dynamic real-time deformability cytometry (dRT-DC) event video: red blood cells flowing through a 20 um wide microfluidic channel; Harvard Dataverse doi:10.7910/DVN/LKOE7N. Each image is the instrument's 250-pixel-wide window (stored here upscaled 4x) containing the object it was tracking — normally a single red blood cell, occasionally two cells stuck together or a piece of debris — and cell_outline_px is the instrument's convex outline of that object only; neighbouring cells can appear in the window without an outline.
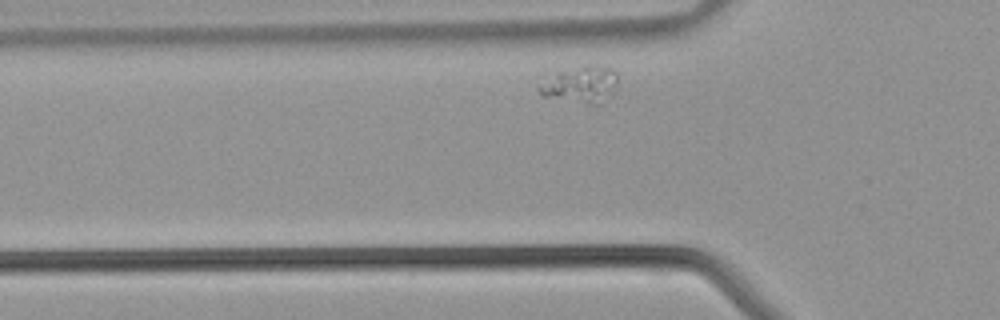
{"species": "common noctule bat (a hibernating species)", "species_latin": "Nyctalus noctula", "temperature_condition": "warm", "stored_images_in_passage": 15, "segment_of_instrument_passage": [1, 2], "camera_frame_rate_fps": 3000, "um_per_image_px": 0.085, "animal": {"sex": "male", "body_mass_g": 21.5, "forearm_length_mm": 52.0}, "frame": {"image": 1, "passage_image": 2, "time_ms": 0.333, "image_size_px": [1000, 320], "cell_outline_px": [[616, 88], [612, 96], [600, 104], [596, 104], [540, 96], [536, 88], [560, 72], [584, 64], [588, 64], [612, 68], [616, 72]], "centroid_in_image_um": [49.42, 7.19], "position_along_channel_um": 76.4, "area_um2": 16.47}}
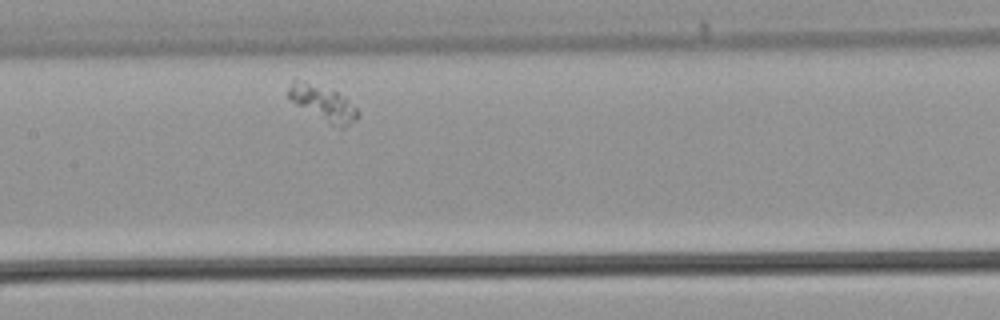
{"frame": {"image": 2, "passage_image": 9, "time_ms": 2.667, "image_size_px": [1000, 320], "cell_outline_px": [[360, 116], [356, 120], [344, 128], [340, 128], [332, 124], [288, 100], [288, 88], [292, 80], [296, 80], [336, 92], [356, 108], [360, 112]], "centroid_in_image_um": [27.46, 8.81], "position_along_channel_um": 179.9, "area_um2": 13.53}}
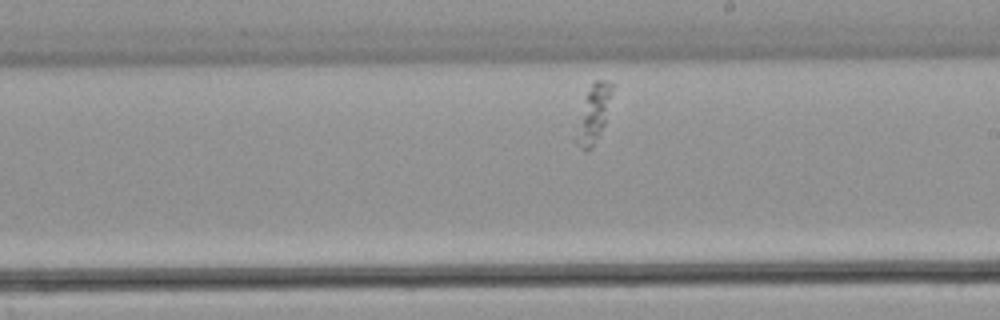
{"frame": {"image": 3, "passage_image": 13, "time_ms": 4.0, "image_size_px": [1000, 320], "cell_outline_px": [[616, 84], [604, 124], [592, 148], [584, 152], [572, 140], [584, 96], [592, 84], [596, 80], [608, 80]], "centroid_in_image_um": [50.43, 9.67], "position_along_channel_um": 238.6, "area_um2": 12.66}}